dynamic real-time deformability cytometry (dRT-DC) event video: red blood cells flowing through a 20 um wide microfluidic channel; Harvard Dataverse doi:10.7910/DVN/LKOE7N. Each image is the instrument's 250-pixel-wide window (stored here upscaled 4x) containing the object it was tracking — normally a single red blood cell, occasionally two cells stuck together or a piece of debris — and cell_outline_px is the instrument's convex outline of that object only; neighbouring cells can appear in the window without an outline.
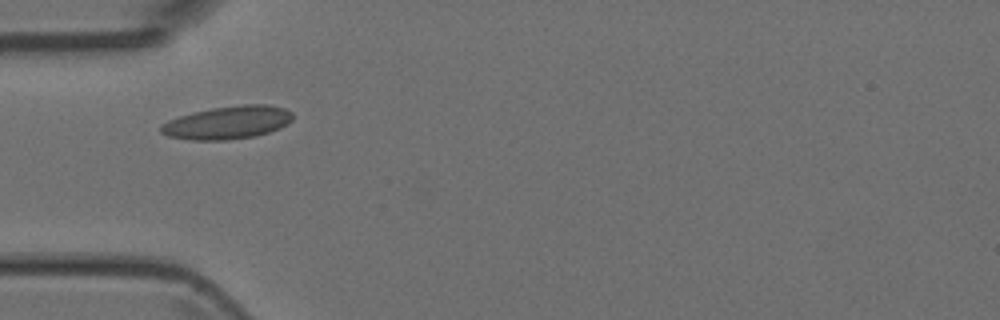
{"species": "Egyptian fruit bat (a non-hibernating species)", "species_latin": "Rousettus aegyptiacus", "temperature_condition": "room temperature", "stored_images_in_passage": 3, "camera_frame_rate_fps": 3000, "um_per_image_px": 0.085, "animal": {"sex": "female"}, "frame": {"image": 1, "passage_image": 1, "time_ms": 0.0, "image_size_px": [1000, 320], "cell_outline_px": [[292, 120], [280, 128], [256, 136], [228, 140], [192, 140], [168, 136], [160, 132], [160, 124], [168, 120], [192, 112], [212, 108], [244, 104], [268, 104], [284, 108], [292, 112]], "centroid_in_image_um": [19.34, 10.41], "position_along_channel_um": 65.7, "area_um2": 25.43}}
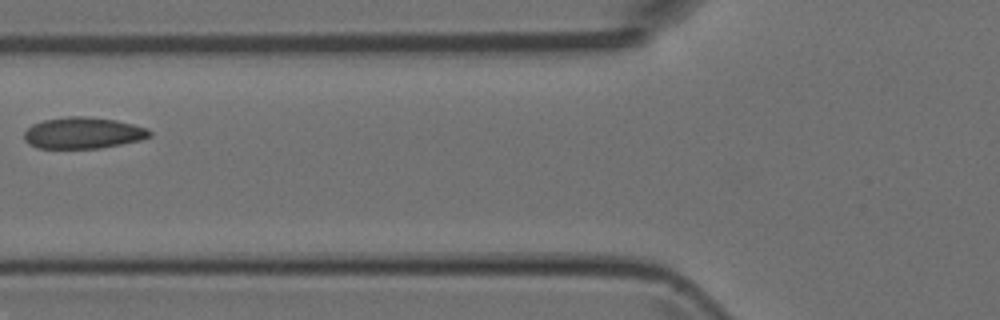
{"frame": {"image": 2, "passage_image": 2, "time_ms": 1.333, "image_size_px": [1000, 320], "cell_outline_px": [[152, 136], [140, 140], [100, 148], [36, 148], [28, 144], [24, 140], [24, 132], [32, 124], [44, 120], [68, 116], [88, 116], [116, 120], [148, 128], [152, 132]], "centroid_in_image_um": [7.05, 11.3], "position_along_channel_um": 118.7, "area_um2": 23.06}}
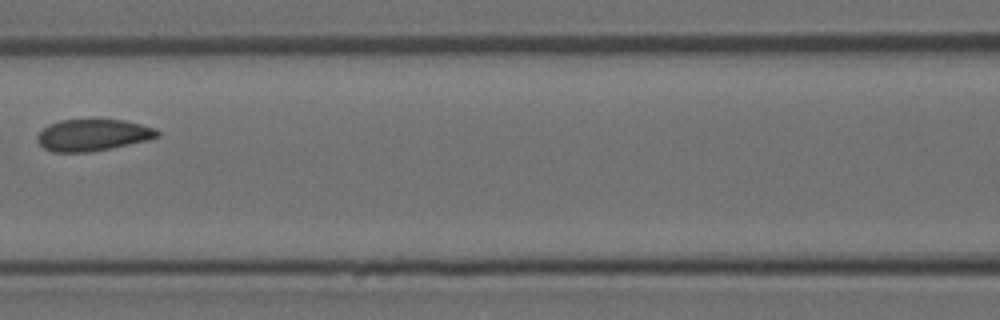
{"frame": {"image": 3, "passage_image": 3, "time_ms": 2.333, "image_size_px": [1000, 320], "cell_outline_px": [[160, 136], [148, 140], [112, 148], [88, 152], [52, 152], [44, 148], [36, 140], [36, 136], [48, 124], [60, 120], [124, 120], [156, 128], [160, 132]], "centroid_in_image_um": [7.89, 11.48], "position_along_channel_um": 158.7, "area_um2": 22.2}}